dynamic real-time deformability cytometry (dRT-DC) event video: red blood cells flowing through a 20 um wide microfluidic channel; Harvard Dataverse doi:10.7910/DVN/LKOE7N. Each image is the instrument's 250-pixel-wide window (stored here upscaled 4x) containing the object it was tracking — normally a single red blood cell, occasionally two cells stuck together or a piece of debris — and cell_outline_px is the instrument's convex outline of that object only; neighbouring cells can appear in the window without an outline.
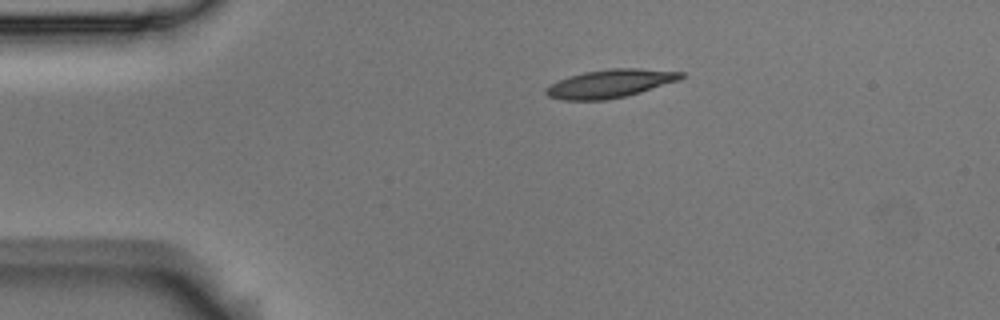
{"species": "Egyptian fruit bat (a non-hibernating species)", "species_latin": "Rousettus aegyptiacus", "temperature_condition": "room temperature", "stored_images_in_passage": 4, "camera_frame_rate_fps": 3000, "um_per_image_px": 0.085, "animal": {"sex": "male"}, "frame": {"image": 1, "passage_image": 1, "time_ms": 0.0, "image_size_px": [1000, 320], "cell_outline_px": [[684, 76], [680, 80], [640, 92], [624, 96], [604, 100], [564, 100], [548, 96], [544, 92], [544, 88], [568, 76], [584, 72], [608, 68], [640, 68], [684, 72]], "centroid_in_image_um": [51.87, 7.09], "position_along_channel_um": 33.1, "area_um2": 22.2}}
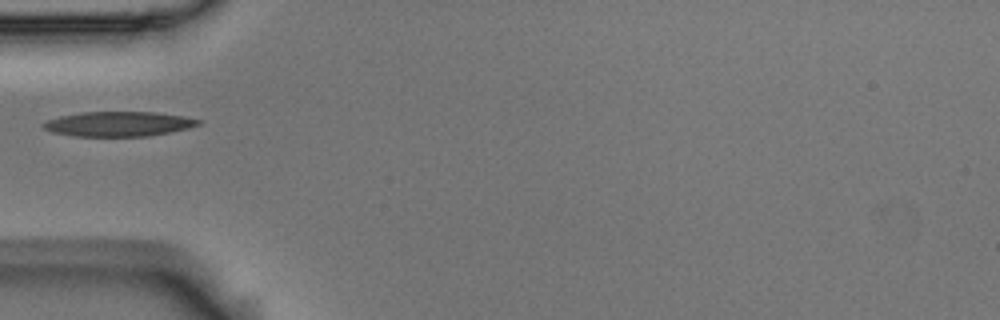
{"frame": {"image": 2, "passage_image": 3, "time_ms": 0.667, "image_size_px": [1000, 320], "cell_outline_px": [[204, 120], [200, 124], [188, 128], [148, 136], [72, 136], [52, 132], [44, 128], [40, 124], [48, 120], [60, 116], [80, 112], [156, 112], [184, 116]], "centroid_in_image_um": [10.08, 10.53], "position_along_channel_um": 74.9, "area_um2": 22.43}}
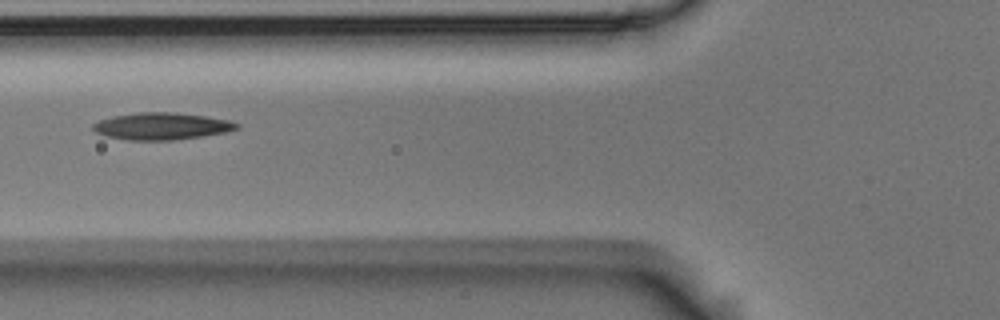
{"frame": {"image": 3, "passage_image": 4, "time_ms": 1.0, "image_size_px": [1000, 320], "cell_outline_px": [[240, 128], [224, 132], [200, 136], [172, 140], [128, 140], [104, 136], [96, 132], [92, 128], [92, 124], [100, 120], [112, 116], [140, 112], [176, 112], [204, 116], [228, 120], [240, 124]], "centroid_in_image_um": [13.7, 10.72], "position_along_channel_um": 112.1, "area_um2": 22.54}}